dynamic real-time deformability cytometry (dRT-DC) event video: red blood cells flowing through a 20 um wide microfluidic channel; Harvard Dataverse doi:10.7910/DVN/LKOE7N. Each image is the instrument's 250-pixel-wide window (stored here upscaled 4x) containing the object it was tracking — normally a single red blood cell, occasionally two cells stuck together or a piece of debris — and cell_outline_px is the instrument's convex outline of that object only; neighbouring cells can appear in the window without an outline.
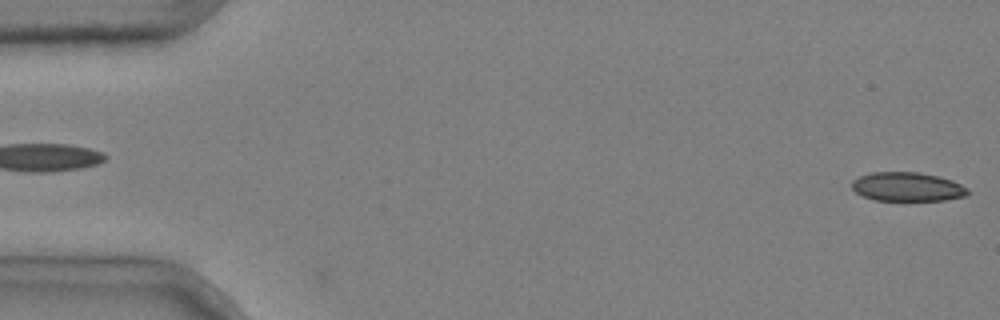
{"species": "common noctule bat (a hibernating species)", "species_latin": "Nyctalus noctula", "temperature_condition": "cold", "stored_images_in_passage": 8, "camera_frame_rate_fps": 3000, "um_per_image_px": 0.085, "animal": {"sex": "male", "body_mass_g": 20.4}, "frame": {"image": 1, "passage_image": 1, "time_ms": 0.0, "image_size_px": [1000, 320], "cell_outline_px": [[968, 192], [964, 196], [944, 200], [876, 200], [864, 196], [856, 192], [852, 188], [852, 180], [860, 176], [872, 172], [916, 172], [936, 176], [952, 180], [968, 188]], "centroid_in_image_um": [77.1, 15.87], "position_along_channel_um": 7.9, "area_um2": 19.31}}